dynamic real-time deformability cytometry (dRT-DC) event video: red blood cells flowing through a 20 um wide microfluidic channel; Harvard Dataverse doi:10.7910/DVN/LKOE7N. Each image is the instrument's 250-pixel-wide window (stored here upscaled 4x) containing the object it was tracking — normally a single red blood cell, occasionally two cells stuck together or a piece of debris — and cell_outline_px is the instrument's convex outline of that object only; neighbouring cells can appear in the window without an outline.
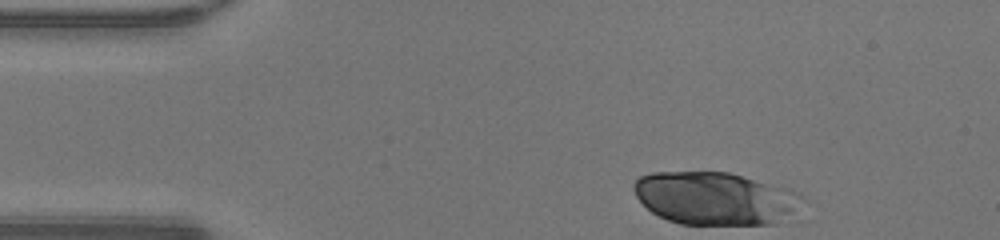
{"species": "human", "species_latin": "Homo sapiens", "temperature_condition": "warm", "stored_images_in_passage": 33, "camera_frame_rate_fps": 3000, "um_per_image_px": 0.085, "donor": {"sex": "male"}, "frame": {"image": 1, "passage_image": 1, "time_ms": 0.0, "image_size_px": [1000, 240], "cell_outline_px": [[800, 196], [792, 208], [788, 212], [772, 224], [680, 224], [668, 220], [652, 212], [636, 196], [632, 188], [632, 184], [640, 176], [652, 172], [728, 172], [792, 188]], "centroid_in_image_um": [60.66, 16.83], "position_along_channel_um": 24.3, "area_um2": 50.92}}
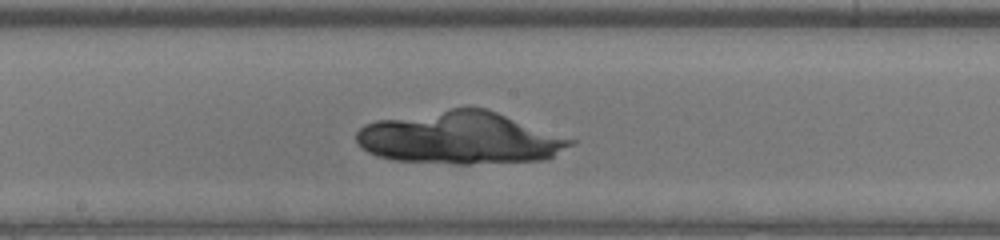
{"frame": {"image": 2, "passage_image": 19, "time_ms": 6.0, "image_size_px": [1000, 240], "cell_outline_px": [[576, 140], [572, 144], [552, 156], [544, 160], [468, 164], [456, 164], [392, 160], [376, 156], [368, 152], [356, 144], [356, 132], [364, 124], [376, 120], [452, 108], [484, 108], [496, 112]], "centroid_in_image_um": [39.04, 11.74], "position_along_channel_um": 209.2, "area_um2": 65.08}}
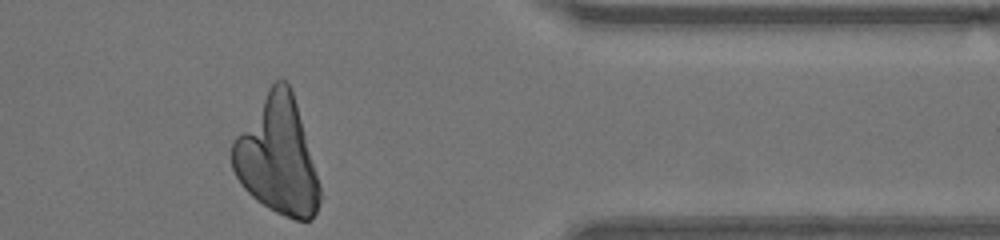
{"frame": {"image": 3, "passage_image": 33, "time_ms": 10.667, "image_size_px": [1000, 240], "cell_outline_px": [[320, 200], [316, 212], [312, 220], [296, 220], [284, 216], [268, 208], [256, 200], [244, 188], [236, 176], [232, 168], [232, 144], [236, 136], [268, 88], [276, 80], [284, 80], [292, 88], [320, 184]], "centroid_in_image_um": [23.59, 13.3], "position_along_channel_um": 387.8, "area_um2": 59.25}}